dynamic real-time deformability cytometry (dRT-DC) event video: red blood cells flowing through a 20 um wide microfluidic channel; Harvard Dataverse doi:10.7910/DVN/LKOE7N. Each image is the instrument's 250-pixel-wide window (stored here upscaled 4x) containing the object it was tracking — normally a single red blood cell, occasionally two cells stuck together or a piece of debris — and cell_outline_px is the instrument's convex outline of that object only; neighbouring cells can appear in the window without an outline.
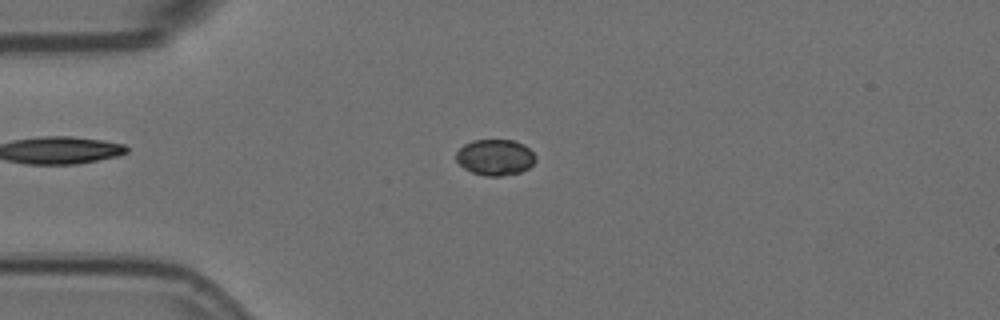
{"species": "Egyptian fruit bat (a non-hibernating species)", "species_latin": "Rousettus aegyptiacus", "temperature_condition": "room temperature", "stored_images_in_passage": 57, "camera_frame_rate_fps": 3000, "um_per_image_px": 0.085, "animal": {"sex": "female"}, "frame": {"image": 1, "passage_image": 14, "time_ms": 4.333, "image_size_px": [1000, 320], "cell_outline_px": [[536, 160], [528, 168], [520, 172], [500, 176], [484, 176], [472, 172], [464, 168], [456, 160], [456, 152], [464, 144], [472, 140], [512, 140], [524, 144], [536, 156]], "centroid_in_image_um": [42.08, 13.37], "position_along_channel_um": 42.9, "area_um2": 16.65}}
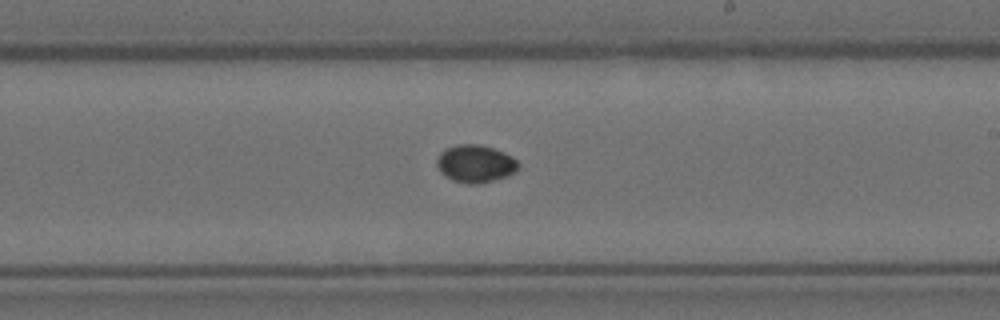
{"frame": {"image": 2, "passage_image": 33, "time_ms": 10.667, "image_size_px": [1000, 320], "cell_outline_px": [[520, 168], [516, 172], [508, 176], [476, 184], [468, 184], [452, 180], [444, 176], [440, 172], [436, 164], [436, 160], [440, 152], [444, 148], [456, 144], [480, 144], [504, 152], [512, 156], [520, 164]], "centroid_in_image_um": [40.4, 13.91], "position_along_channel_um": 248.6, "area_um2": 18.15}}
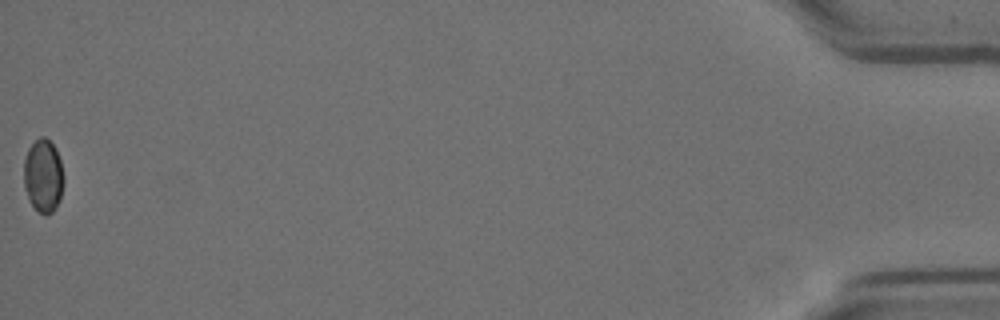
{"frame": {"image": 3, "passage_image": 57, "time_ms": 18.667, "image_size_px": [1000, 320], "cell_outline_px": [[64, 180], [60, 200], [52, 212], [48, 216], [40, 212], [28, 200], [24, 188], [24, 160], [28, 148], [40, 136], [44, 136], [56, 148], [60, 160]], "centroid_in_image_um": [3.67, 14.95], "position_along_channel_um": 431.5, "area_um2": 17.05}, "authors_computed_cell_mechanics": {"area_um2": 17.1088, "velocity_mm_per_s": 3.5627, "shape_relaxation_time_tau1_ms": null, "shape_relaxation_time_tau2_ms": 4.7751, "deformation_change_tau1": null, "deformation_change_tau2": 0.017}}